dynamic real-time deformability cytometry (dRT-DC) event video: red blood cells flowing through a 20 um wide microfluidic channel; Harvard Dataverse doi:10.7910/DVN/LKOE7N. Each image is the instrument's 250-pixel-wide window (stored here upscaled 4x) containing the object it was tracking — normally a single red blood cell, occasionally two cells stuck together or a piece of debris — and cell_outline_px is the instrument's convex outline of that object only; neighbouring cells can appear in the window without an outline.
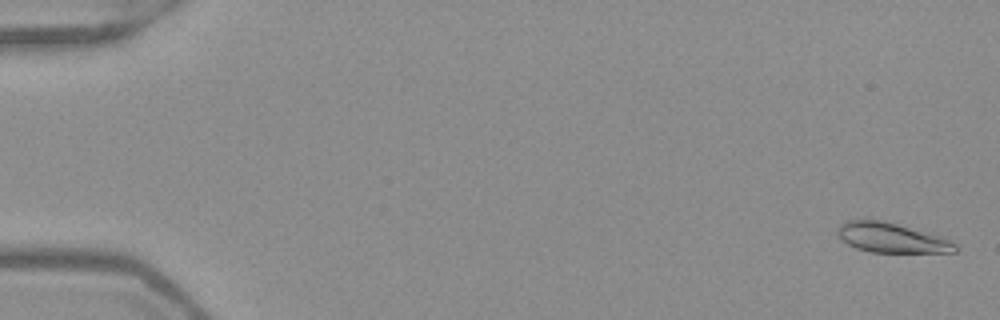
{"species": "Egyptian fruit bat (a non-hibernating species)", "species_latin": "Rousettus aegyptiacus", "temperature_condition": "warm", "stored_images_in_passage": 52, "camera_frame_rate_fps": 3000, "um_per_image_px": 0.085, "frame": {"image": 1, "passage_image": 1, "time_ms": 0.0, "image_size_px": [1000, 320], "cell_outline_px": [[956, 252], [872, 252], [856, 248], [848, 244], [836, 232], [840, 224], [848, 220], [884, 220], [936, 236], [948, 240], [956, 244]], "centroid_in_image_um": [75.72, 20.21], "position_along_channel_um": 9.3, "area_um2": 19.77}}
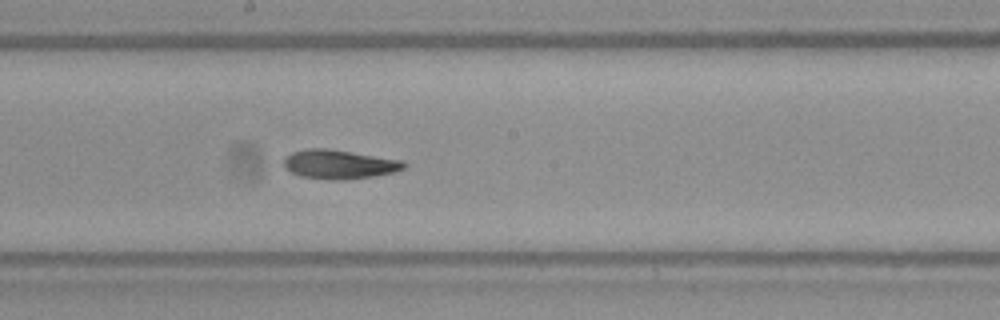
{"frame": {"image": 2, "passage_image": 29, "time_ms": 9.333, "image_size_px": [1000, 320], "cell_outline_px": [[408, 164], [404, 168], [392, 172], [372, 176], [344, 180], [328, 180], [300, 176], [284, 168], [284, 156], [292, 152], [308, 148], [328, 148], [404, 160]], "centroid_in_image_um": [28.82, 13.96], "position_along_channel_um": 219.4, "area_um2": 20.52}}
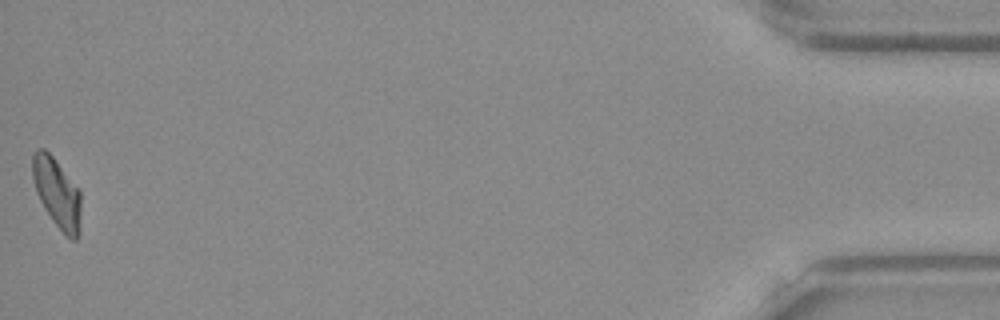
{"frame": {"image": 3, "passage_image": 52, "time_ms": 17.0, "image_size_px": [1000, 320], "cell_outline_px": [[80, 232], [76, 240], [72, 240], [52, 220], [44, 208], [36, 192], [32, 176], [32, 156], [36, 148], [44, 148], [52, 156], [80, 192]], "centroid_in_image_um": [4.82, 16.39], "position_along_channel_um": 430.4, "area_um2": 19.31}, "authors_computed_cell_mechanics": {"area_um2": 19.9699, "velocity_mm_per_s": 3.9473, "shape_relaxation_time_tau1_ms": null, "shape_relaxation_time_tau2_ms": 2.6063, "deformation_change_tau1": null, "deformation_change_tau2": 0.0847}}